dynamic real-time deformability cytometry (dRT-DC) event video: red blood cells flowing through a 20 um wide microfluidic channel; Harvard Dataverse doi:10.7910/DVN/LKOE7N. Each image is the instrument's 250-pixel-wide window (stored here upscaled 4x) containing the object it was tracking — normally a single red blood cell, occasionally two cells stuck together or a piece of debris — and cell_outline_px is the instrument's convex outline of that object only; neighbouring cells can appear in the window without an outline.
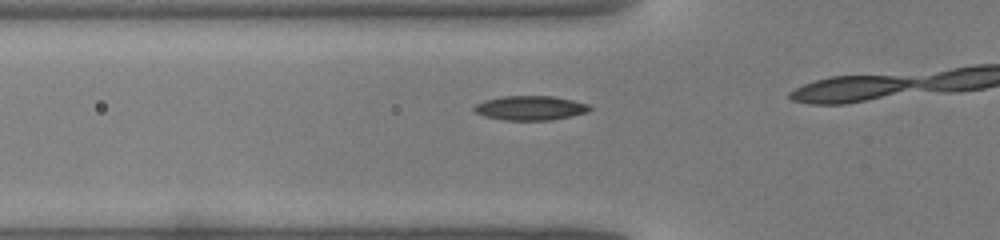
{"species": "common noctule bat (a hibernating species)", "species_latin": "Nyctalus noctula", "temperature_condition": "warm", "stored_images_in_passage": 10, "camera_frame_rate_fps": 3000, "um_per_image_px": 0.085, "animal": {"sex": "male", "body_mass_g": 19.0, "forearm_length_mm": 50.8}, "frame": {"image": 1, "passage_image": 7, "time_ms": 2.0, "image_size_px": [1000, 240], "cell_outline_px": [[596, 108], [588, 112], [572, 116], [552, 120], [504, 120], [484, 116], [476, 112], [472, 108], [476, 104], [484, 100], [500, 96], [552, 96], [572, 100], [588, 104]], "centroid_in_image_um": [45.11, 9.18], "position_along_channel_um": 80.7, "area_um2": 16.59}}